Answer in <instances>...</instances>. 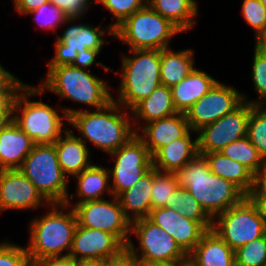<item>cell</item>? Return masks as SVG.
<instances>
[{"mask_svg":"<svg viewBox=\"0 0 266 266\" xmlns=\"http://www.w3.org/2000/svg\"><path fill=\"white\" fill-rule=\"evenodd\" d=\"M59 107L60 113L66 114L68 124L80 132L78 137L86 145L90 142L108 155L137 134L131 120V111H127L115 100L102 108L93 109L94 111Z\"/></svg>","mask_w":266,"mask_h":266,"instance_id":"1","label":"cell"},{"mask_svg":"<svg viewBox=\"0 0 266 266\" xmlns=\"http://www.w3.org/2000/svg\"><path fill=\"white\" fill-rule=\"evenodd\" d=\"M175 175L178 184L186 188L212 220L246 197L232 182L212 173L203 155L198 154Z\"/></svg>","mask_w":266,"mask_h":266,"instance_id":"2","label":"cell"},{"mask_svg":"<svg viewBox=\"0 0 266 266\" xmlns=\"http://www.w3.org/2000/svg\"><path fill=\"white\" fill-rule=\"evenodd\" d=\"M48 207V213L32 218L28 225L30 236L26 250L31 262L48 257L68 256L72 247L77 227L73 208L66 204H50ZM67 208L70 210L63 212Z\"/></svg>","mask_w":266,"mask_h":266,"instance_id":"3","label":"cell"},{"mask_svg":"<svg viewBox=\"0 0 266 266\" xmlns=\"http://www.w3.org/2000/svg\"><path fill=\"white\" fill-rule=\"evenodd\" d=\"M38 86L23 81L14 89L13 121L35 144H54L65 132L63 120L68 122L65 113L41 101H31L32 96L44 95Z\"/></svg>","mask_w":266,"mask_h":266,"instance_id":"4","label":"cell"},{"mask_svg":"<svg viewBox=\"0 0 266 266\" xmlns=\"http://www.w3.org/2000/svg\"><path fill=\"white\" fill-rule=\"evenodd\" d=\"M46 78L43 77L42 91H50L58 97L82 103L99 109L113 100L109 90L111 87L97 76L91 74L90 69L78 68L71 65L47 66Z\"/></svg>","mask_w":266,"mask_h":266,"instance_id":"5","label":"cell"},{"mask_svg":"<svg viewBox=\"0 0 266 266\" xmlns=\"http://www.w3.org/2000/svg\"><path fill=\"white\" fill-rule=\"evenodd\" d=\"M131 57L123 54L121 83L115 100L131 111L139 102L147 98L158 86L160 78V50H129Z\"/></svg>","mask_w":266,"mask_h":266,"instance_id":"6","label":"cell"},{"mask_svg":"<svg viewBox=\"0 0 266 266\" xmlns=\"http://www.w3.org/2000/svg\"><path fill=\"white\" fill-rule=\"evenodd\" d=\"M180 33L175 25L148 4L114 29V37L128 45L129 50L169 48L172 38Z\"/></svg>","mask_w":266,"mask_h":266,"instance_id":"7","label":"cell"},{"mask_svg":"<svg viewBox=\"0 0 266 266\" xmlns=\"http://www.w3.org/2000/svg\"><path fill=\"white\" fill-rule=\"evenodd\" d=\"M19 170L49 204H65L70 180L60 168L55 144H35Z\"/></svg>","mask_w":266,"mask_h":266,"instance_id":"8","label":"cell"},{"mask_svg":"<svg viewBox=\"0 0 266 266\" xmlns=\"http://www.w3.org/2000/svg\"><path fill=\"white\" fill-rule=\"evenodd\" d=\"M130 234L137 238L140 251L131 239L127 247L138 261L179 266L188 264V255L179 247L174 238L148 218L132 221Z\"/></svg>","mask_w":266,"mask_h":266,"instance_id":"9","label":"cell"},{"mask_svg":"<svg viewBox=\"0 0 266 266\" xmlns=\"http://www.w3.org/2000/svg\"><path fill=\"white\" fill-rule=\"evenodd\" d=\"M212 230L234 251L266 235V225L257 205L246 196L239 204L217 215Z\"/></svg>","mask_w":266,"mask_h":266,"instance_id":"10","label":"cell"},{"mask_svg":"<svg viewBox=\"0 0 266 266\" xmlns=\"http://www.w3.org/2000/svg\"><path fill=\"white\" fill-rule=\"evenodd\" d=\"M79 18H67L63 25H67L61 36H57L55 42V55L46 63L47 66L71 65L76 59L78 52L88 49L101 52L102 46L108 41L104 40L106 34L114 37V29L108 25L106 30L102 25L97 27L87 23H74ZM74 23V24H73ZM71 24V25H70ZM102 28V29H101ZM106 33V34H105Z\"/></svg>","mask_w":266,"mask_h":266,"instance_id":"11","label":"cell"},{"mask_svg":"<svg viewBox=\"0 0 266 266\" xmlns=\"http://www.w3.org/2000/svg\"><path fill=\"white\" fill-rule=\"evenodd\" d=\"M109 156L115 161L108 169L115 197L135 185L153 167L152 156L137 134Z\"/></svg>","mask_w":266,"mask_h":266,"instance_id":"12","label":"cell"},{"mask_svg":"<svg viewBox=\"0 0 266 266\" xmlns=\"http://www.w3.org/2000/svg\"><path fill=\"white\" fill-rule=\"evenodd\" d=\"M72 205L77 225L115 235L125 246L130 240L131 221L125 216L117 197Z\"/></svg>","mask_w":266,"mask_h":266,"instance_id":"13","label":"cell"},{"mask_svg":"<svg viewBox=\"0 0 266 266\" xmlns=\"http://www.w3.org/2000/svg\"><path fill=\"white\" fill-rule=\"evenodd\" d=\"M252 104L243 102L233 112L197 131L198 153L220 152L224 147L247 136Z\"/></svg>","mask_w":266,"mask_h":266,"instance_id":"14","label":"cell"},{"mask_svg":"<svg viewBox=\"0 0 266 266\" xmlns=\"http://www.w3.org/2000/svg\"><path fill=\"white\" fill-rule=\"evenodd\" d=\"M242 93L233 86L218 81L186 112L189 128L197 132L226 114L233 112L243 103Z\"/></svg>","mask_w":266,"mask_h":266,"instance_id":"15","label":"cell"},{"mask_svg":"<svg viewBox=\"0 0 266 266\" xmlns=\"http://www.w3.org/2000/svg\"><path fill=\"white\" fill-rule=\"evenodd\" d=\"M50 205L30 180L19 170H0V213L5 210H30Z\"/></svg>","mask_w":266,"mask_h":266,"instance_id":"16","label":"cell"},{"mask_svg":"<svg viewBox=\"0 0 266 266\" xmlns=\"http://www.w3.org/2000/svg\"><path fill=\"white\" fill-rule=\"evenodd\" d=\"M125 247L109 232L77 225L69 256L76 262L104 260L118 254Z\"/></svg>","mask_w":266,"mask_h":266,"instance_id":"17","label":"cell"},{"mask_svg":"<svg viewBox=\"0 0 266 266\" xmlns=\"http://www.w3.org/2000/svg\"><path fill=\"white\" fill-rule=\"evenodd\" d=\"M147 218L171 235L187 255L208 231L201 222L188 219L172 208L153 209Z\"/></svg>","mask_w":266,"mask_h":266,"instance_id":"18","label":"cell"},{"mask_svg":"<svg viewBox=\"0 0 266 266\" xmlns=\"http://www.w3.org/2000/svg\"><path fill=\"white\" fill-rule=\"evenodd\" d=\"M189 130L186 115L176 113L146 125L138 126L137 135L144 141L152 156L158 149L183 137Z\"/></svg>","mask_w":266,"mask_h":266,"instance_id":"19","label":"cell"},{"mask_svg":"<svg viewBox=\"0 0 266 266\" xmlns=\"http://www.w3.org/2000/svg\"><path fill=\"white\" fill-rule=\"evenodd\" d=\"M194 130H189L183 137L158 149L152 155V165L158 171L176 173L180 168L193 160L198 153L197 137L191 138Z\"/></svg>","mask_w":266,"mask_h":266,"instance_id":"20","label":"cell"},{"mask_svg":"<svg viewBox=\"0 0 266 266\" xmlns=\"http://www.w3.org/2000/svg\"><path fill=\"white\" fill-rule=\"evenodd\" d=\"M34 141L12 120L0 131V170L19 169Z\"/></svg>","mask_w":266,"mask_h":266,"instance_id":"21","label":"cell"},{"mask_svg":"<svg viewBox=\"0 0 266 266\" xmlns=\"http://www.w3.org/2000/svg\"><path fill=\"white\" fill-rule=\"evenodd\" d=\"M58 155V162L63 173L69 176L80 174L89 168L92 163L90 149L69 127L63 135L54 143Z\"/></svg>","mask_w":266,"mask_h":266,"instance_id":"22","label":"cell"},{"mask_svg":"<svg viewBox=\"0 0 266 266\" xmlns=\"http://www.w3.org/2000/svg\"><path fill=\"white\" fill-rule=\"evenodd\" d=\"M189 266H235L234 250L212 229L188 255Z\"/></svg>","mask_w":266,"mask_h":266,"instance_id":"23","label":"cell"},{"mask_svg":"<svg viewBox=\"0 0 266 266\" xmlns=\"http://www.w3.org/2000/svg\"><path fill=\"white\" fill-rule=\"evenodd\" d=\"M76 178V193L69 194L65 202L67 206H70L71 200L74 196H78L75 205L104 199V193L110 194L112 197V189L110 182L109 170L102 165L93 164L87 169H84L80 174L74 176ZM76 194V195H75Z\"/></svg>","mask_w":266,"mask_h":266,"instance_id":"24","label":"cell"},{"mask_svg":"<svg viewBox=\"0 0 266 266\" xmlns=\"http://www.w3.org/2000/svg\"><path fill=\"white\" fill-rule=\"evenodd\" d=\"M218 82L200 69H194L187 77L171 88L173 103L178 113H184Z\"/></svg>","mask_w":266,"mask_h":266,"instance_id":"25","label":"cell"},{"mask_svg":"<svg viewBox=\"0 0 266 266\" xmlns=\"http://www.w3.org/2000/svg\"><path fill=\"white\" fill-rule=\"evenodd\" d=\"M176 113L178 112L173 103L171 88L160 85L131 110L135 132L137 133V126L141 120L146 125Z\"/></svg>","mask_w":266,"mask_h":266,"instance_id":"26","label":"cell"},{"mask_svg":"<svg viewBox=\"0 0 266 266\" xmlns=\"http://www.w3.org/2000/svg\"><path fill=\"white\" fill-rule=\"evenodd\" d=\"M153 179L154 167H152L135 185L117 196L125 216L131 222L149 216L151 211Z\"/></svg>","mask_w":266,"mask_h":266,"instance_id":"27","label":"cell"},{"mask_svg":"<svg viewBox=\"0 0 266 266\" xmlns=\"http://www.w3.org/2000/svg\"><path fill=\"white\" fill-rule=\"evenodd\" d=\"M203 156L207 160L212 173L232 182L246 196L252 193L258 183V178L248 168L220 152H209L203 154Z\"/></svg>","mask_w":266,"mask_h":266,"instance_id":"28","label":"cell"},{"mask_svg":"<svg viewBox=\"0 0 266 266\" xmlns=\"http://www.w3.org/2000/svg\"><path fill=\"white\" fill-rule=\"evenodd\" d=\"M194 50L174 51L169 48L160 50L161 85L172 88L195 69Z\"/></svg>","mask_w":266,"mask_h":266,"instance_id":"29","label":"cell"},{"mask_svg":"<svg viewBox=\"0 0 266 266\" xmlns=\"http://www.w3.org/2000/svg\"><path fill=\"white\" fill-rule=\"evenodd\" d=\"M196 0H147V4L162 17L168 19L182 33L190 31L198 16Z\"/></svg>","mask_w":266,"mask_h":266,"instance_id":"30","label":"cell"},{"mask_svg":"<svg viewBox=\"0 0 266 266\" xmlns=\"http://www.w3.org/2000/svg\"><path fill=\"white\" fill-rule=\"evenodd\" d=\"M226 157L248 168L258 179L266 168V162L247 136L235 140L221 151Z\"/></svg>","mask_w":266,"mask_h":266,"instance_id":"31","label":"cell"},{"mask_svg":"<svg viewBox=\"0 0 266 266\" xmlns=\"http://www.w3.org/2000/svg\"><path fill=\"white\" fill-rule=\"evenodd\" d=\"M171 208L188 219L201 222L208 230L212 229V219L185 187L179 185L172 193Z\"/></svg>","mask_w":266,"mask_h":266,"instance_id":"32","label":"cell"},{"mask_svg":"<svg viewBox=\"0 0 266 266\" xmlns=\"http://www.w3.org/2000/svg\"><path fill=\"white\" fill-rule=\"evenodd\" d=\"M179 186L175 173L161 172L154 168L151 196V210L171 208L172 193Z\"/></svg>","mask_w":266,"mask_h":266,"instance_id":"33","label":"cell"},{"mask_svg":"<svg viewBox=\"0 0 266 266\" xmlns=\"http://www.w3.org/2000/svg\"><path fill=\"white\" fill-rule=\"evenodd\" d=\"M247 137L266 162V105H252Z\"/></svg>","mask_w":266,"mask_h":266,"instance_id":"34","label":"cell"},{"mask_svg":"<svg viewBox=\"0 0 266 266\" xmlns=\"http://www.w3.org/2000/svg\"><path fill=\"white\" fill-rule=\"evenodd\" d=\"M235 266H266V235L234 251Z\"/></svg>","mask_w":266,"mask_h":266,"instance_id":"35","label":"cell"},{"mask_svg":"<svg viewBox=\"0 0 266 266\" xmlns=\"http://www.w3.org/2000/svg\"><path fill=\"white\" fill-rule=\"evenodd\" d=\"M252 64L251 77L258 98L250 101L246 94L242 93L243 101L252 105H266V57L255 47Z\"/></svg>","mask_w":266,"mask_h":266,"instance_id":"36","label":"cell"},{"mask_svg":"<svg viewBox=\"0 0 266 266\" xmlns=\"http://www.w3.org/2000/svg\"><path fill=\"white\" fill-rule=\"evenodd\" d=\"M99 4L103 5L116 20L110 24L115 29L134 12L142 9L147 4V0H101Z\"/></svg>","mask_w":266,"mask_h":266,"instance_id":"37","label":"cell"},{"mask_svg":"<svg viewBox=\"0 0 266 266\" xmlns=\"http://www.w3.org/2000/svg\"><path fill=\"white\" fill-rule=\"evenodd\" d=\"M27 15H34L38 26L46 31L53 32L57 30V27L61 28L60 25H63L68 18L60 8L49 1Z\"/></svg>","mask_w":266,"mask_h":266,"instance_id":"38","label":"cell"},{"mask_svg":"<svg viewBox=\"0 0 266 266\" xmlns=\"http://www.w3.org/2000/svg\"><path fill=\"white\" fill-rule=\"evenodd\" d=\"M241 15L253 28L255 39L266 30V7L259 0H244Z\"/></svg>","mask_w":266,"mask_h":266,"instance_id":"39","label":"cell"},{"mask_svg":"<svg viewBox=\"0 0 266 266\" xmlns=\"http://www.w3.org/2000/svg\"><path fill=\"white\" fill-rule=\"evenodd\" d=\"M0 266H31L26 247L10 241L0 243Z\"/></svg>","mask_w":266,"mask_h":266,"instance_id":"40","label":"cell"},{"mask_svg":"<svg viewBox=\"0 0 266 266\" xmlns=\"http://www.w3.org/2000/svg\"><path fill=\"white\" fill-rule=\"evenodd\" d=\"M53 5L60 8L68 18H80L88 12L89 5L93 4L90 0H48Z\"/></svg>","mask_w":266,"mask_h":266,"instance_id":"41","label":"cell"},{"mask_svg":"<svg viewBox=\"0 0 266 266\" xmlns=\"http://www.w3.org/2000/svg\"><path fill=\"white\" fill-rule=\"evenodd\" d=\"M104 266H139V261L126 246L118 254L104 259Z\"/></svg>","mask_w":266,"mask_h":266,"instance_id":"42","label":"cell"},{"mask_svg":"<svg viewBox=\"0 0 266 266\" xmlns=\"http://www.w3.org/2000/svg\"><path fill=\"white\" fill-rule=\"evenodd\" d=\"M21 82L0 63V99L7 97Z\"/></svg>","mask_w":266,"mask_h":266,"instance_id":"43","label":"cell"},{"mask_svg":"<svg viewBox=\"0 0 266 266\" xmlns=\"http://www.w3.org/2000/svg\"><path fill=\"white\" fill-rule=\"evenodd\" d=\"M99 54L100 52L98 50L93 49H88L84 52H78V55L72 65L78 68L88 69V67L96 64L95 66H102L105 71L110 70V68H108L105 64L96 61V57L98 58Z\"/></svg>","mask_w":266,"mask_h":266,"instance_id":"44","label":"cell"},{"mask_svg":"<svg viewBox=\"0 0 266 266\" xmlns=\"http://www.w3.org/2000/svg\"><path fill=\"white\" fill-rule=\"evenodd\" d=\"M14 90L0 99V131L13 120Z\"/></svg>","mask_w":266,"mask_h":266,"instance_id":"45","label":"cell"},{"mask_svg":"<svg viewBox=\"0 0 266 266\" xmlns=\"http://www.w3.org/2000/svg\"><path fill=\"white\" fill-rule=\"evenodd\" d=\"M249 197L257 205L266 225V188L258 181Z\"/></svg>","mask_w":266,"mask_h":266,"instance_id":"46","label":"cell"},{"mask_svg":"<svg viewBox=\"0 0 266 266\" xmlns=\"http://www.w3.org/2000/svg\"><path fill=\"white\" fill-rule=\"evenodd\" d=\"M76 261L68 256L48 257L32 261L31 266H76Z\"/></svg>","mask_w":266,"mask_h":266,"instance_id":"47","label":"cell"},{"mask_svg":"<svg viewBox=\"0 0 266 266\" xmlns=\"http://www.w3.org/2000/svg\"><path fill=\"white\" fill-rule=\"evenodd\" d=\"M15 11L21 15H27L28 13L38 9L48 0H13Z\"/></svg>","mask_w":266,"mask_h":266,"instance_id":"48","label":"cell"},{"mask_svg":"<svg viewBox=\"0 0 266 266\" xmlns=\"http://www.w3.org/2000/svg\"><path fill=\"white\" fill-rule=\"evenodd\" d=\"M255 48L266 57V30L255 39Z\"/></svg>","mask_w":266,"mask_h":266,"instance_id":"49","label":"cell"},{"mask_svg":"<svg viewBox=\"0 0 266 266\" xmlns=\"http://www.w3.org/2000/svg\"><path fill=\"white\" fill-rule=\"evenodd\" d=\"M76 266H104V260L80 261L76 263Z\"/></svg>","mask_w":266,"mask_h":266,"instance_id":"50","label":"cell"},{"mask_svg":"<svg viewBox=\"0 0 266 266\" xmlns=\"http://www.w3.org/2000/svg\"><path fill=\"white\" fill-rule=\"evenodd\" d=\"M139 266H179V265H172L167 263H146L139 261Z\"/></svg>","mask_w":266,"mask_h":266,"instance_id":"51","label":"cell"},{"mask_svg":"<svg viewBox=\"0 0 266 266\" xmlns=\"http://www.w3.org/2000/svg\"><path fill=\"white\" fill-rule=\"evenodd\" d=\"M258 181L266 188V168L263 171L261 177L258 179Z\"/></svg>","mask_w":266,"mask_h":266,"instance_id":"52","label":"cell"},{"mask_svg":"<svg viewBox=\"0 0 266 266\" xmlns=\"http://www.w3.org/2000/svg\"><path fill=\"white\" fill-rule=\"evenodd\" d=\"M261 3H263L266 7V0H259Z\"/></svg>","mask_w":266,"mask_h":266,"instance_id":"53","label":"cell"},{"mask_svg":"<svg viewBox=\"0 0 266 266\" xmlns=\"http://www.w3.org/2000/svg\"><path fill=\"white\" fill-rule=\"evenodd\" d=\"M100 1H101V0H95L93 3H94V4H99Z\"/></svg>","mask_w":266,"mask_h":266,"instance_id":"54","label":"cell"}]
</instances>
